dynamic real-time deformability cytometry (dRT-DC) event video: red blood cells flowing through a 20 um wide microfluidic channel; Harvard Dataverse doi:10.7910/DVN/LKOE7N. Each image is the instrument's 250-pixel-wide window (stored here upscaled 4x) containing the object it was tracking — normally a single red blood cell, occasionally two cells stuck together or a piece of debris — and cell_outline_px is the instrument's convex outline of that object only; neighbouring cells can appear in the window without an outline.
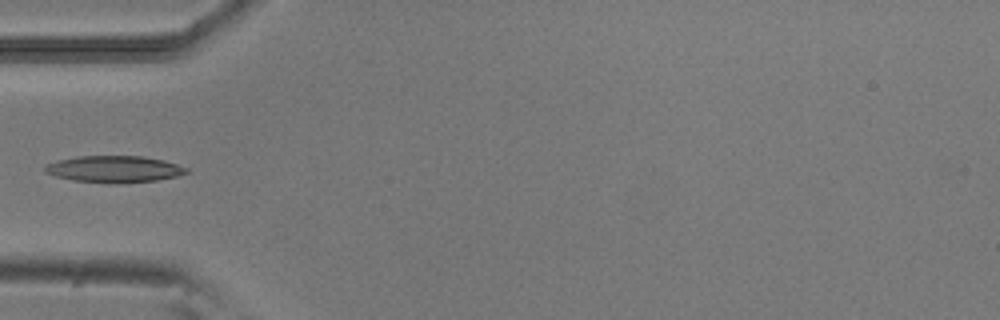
{"species": "common noctule bat (a hibernating species)", "species_latin": "Nyctalus noctula", "temperature_condition": "room temperature", "stored_images_in_passage": 37, "camera_frame_rate_fps": 3000, "um_per_image_px": 0.085, "animal": {"sex": "male", "body_mass_g": 20.5, "forearm_length_mm": 52.5}, "frame": {"image": 1, "passage_image": 1, "time_ms": 0.0, "image_size_px": [1000, 320], "cell_outline_px": [[192, 172], [176, 176], [156, 180], [72, 180], [56, 176], [44, 172], [44, 164], [56, 160], [76, 156], [144, 156], [164, 160], [188, 168]], "centroid_in_image_um": [9.69, 14.31], "position_along_channel_um": 75.3, "area_um2": 21.04}}
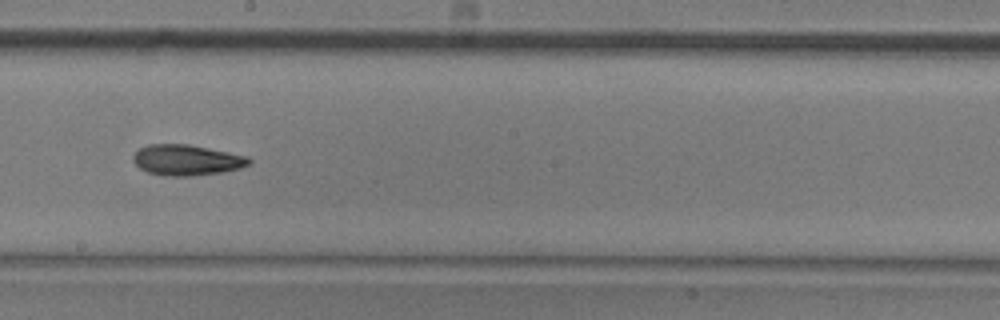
{"frame": {"image": 2, "passage_image": 13, "time_ms": 4.0, "image_size_px": [1000, 320], "cell_outline_px": [[252, 164], [240, 168], [224, 172], [192, 176], [164, 176], [148, 172], [140, 168], [132, 160], [132, 156], [140, 148], [148, 144], [188, 144], [248, 156], [252, 160]], "centroid_in_image_um": [15.89, 13.61], "position_along_channel_um": 232.3, "area_um2": 20.87}}
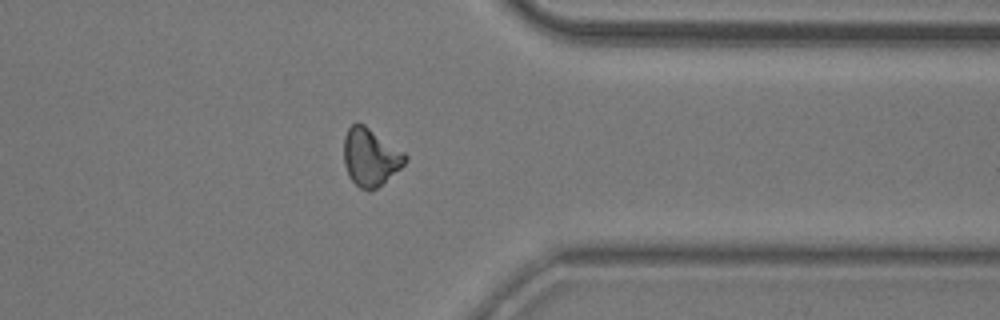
{"frame": {"image": 3, "passage_image": 25, "time_ms": 8.0, "image_size_px": [1000, 320], "cell_outline_px": [[408, 160], [400, 168], [376, 188], [368, 192], [360, 188], [348, 176], [344, 164], [344, 136], [348, 128], [352, 124], [364, 124], [404, 152], [408, 156]], "centroid_in_image_um": [31.47, 13.36], "position_along_channel_um": 379.9, "area_um2": 20.46}}